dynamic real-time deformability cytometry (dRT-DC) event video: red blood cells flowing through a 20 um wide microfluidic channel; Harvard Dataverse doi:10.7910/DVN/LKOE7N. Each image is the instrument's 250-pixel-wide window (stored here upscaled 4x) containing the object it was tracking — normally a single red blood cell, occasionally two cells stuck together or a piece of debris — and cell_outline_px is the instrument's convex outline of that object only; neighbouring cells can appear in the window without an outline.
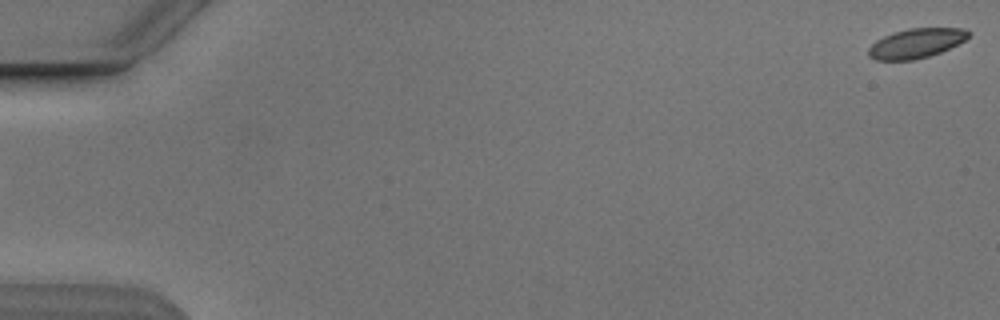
{"species": "Egyptian fruit bat (a non-hibernating species)", "species_latin": "Rousettus aegyptiacus", "temperature_condition": "cold", "stored_images_in_passage": 6, "camera_frame_rate_fps": 3000, "um_per_image_px": 0.085, "animal": {"sex": "male"}, "frame": {"image": 1, "passage_image": 6, "time_ms": 6.0, "image_size_px": [1000, 320], "cell_outline_px": [[972, 32], [964, 40], [940, 52], [928, 56], [912, 60], [876, 60], [868, 56], [868, 48], [876, 40], [892, 32], [908, 28], [964, 28]], "centroid_in_image_um": [77.84, 3.67], "position_along_channel_um": 7.2, "area_um2": 17.17}}